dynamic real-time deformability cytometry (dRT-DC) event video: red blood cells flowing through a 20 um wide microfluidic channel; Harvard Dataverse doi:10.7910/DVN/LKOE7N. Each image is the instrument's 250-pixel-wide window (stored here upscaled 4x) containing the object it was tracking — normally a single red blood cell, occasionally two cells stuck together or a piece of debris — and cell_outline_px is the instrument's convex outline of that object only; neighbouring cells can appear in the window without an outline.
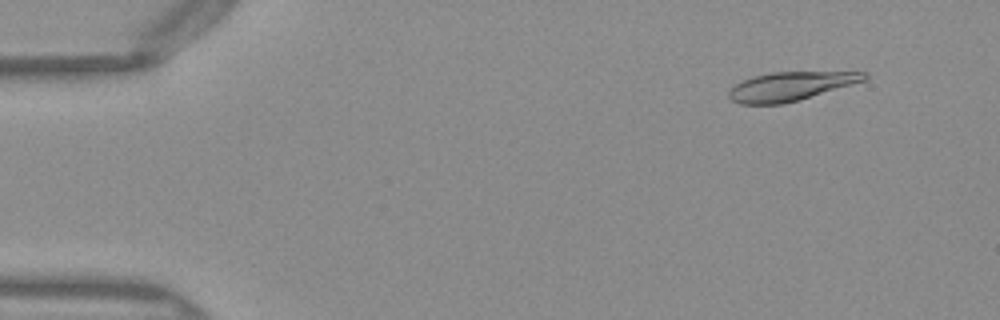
{"species": "Egyptian fruit bat (a non-hibernating species)", "species_latin": "Rousettus aegyptiacus", "temperature_condition": "warm", "stored_images_in_passage": 50, "camera_frame_rate_fps": 3000, "um_per_image_px": 0.085, "frame": {"image": 1, "passage_image": 5, "time_ms": 1.333, "image_size_px": [1000, 320], "cell_outline_px": [[868, 76], [864, 80], [852, 84], [800, 100], [784, 104], [740, 104], [732, 100], [728, 96], [728, 92], [736, 84], [752, 76], [772, 72], [868, 72]], "centroid_in_image_um": [67.17, 7.34], "position_along_channel_um": 17.8, "area_um2": 22.54}}
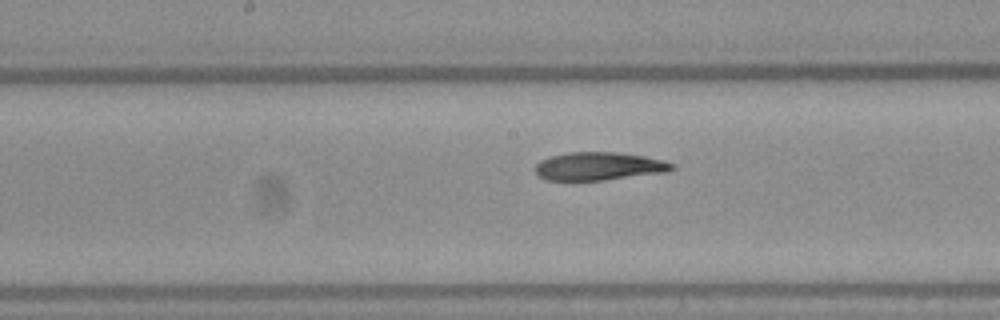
{"frame": {"image": 2, "passage_image": 26, "time_ms": 8.333, "image_size_px": [1000, 320], "cell_outline_px": [[676, 168], [668, 172], [604, 180], [544, 180], [532, 168], [540, 160], [548, 156], [568, 152], [616, 152], [644, 156], [664, 160], [676, 164]], "centroid_in_image_um": [50.91, 14.12], "position_along_channel_um": 197.3, "area_um2": 22.72}}
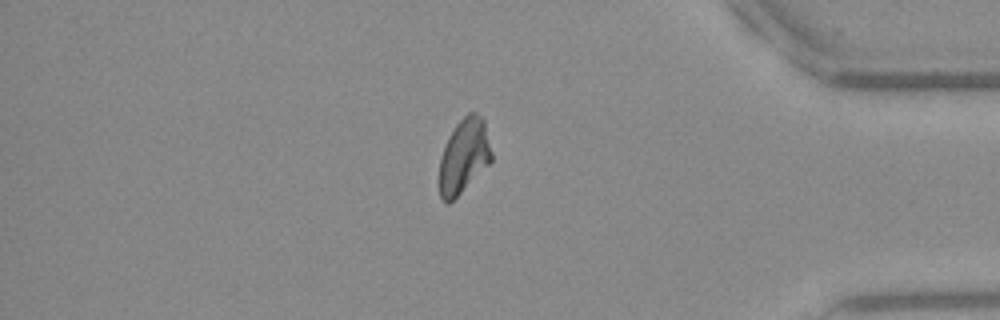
{"frame": {"image": 3, "passage_image": 43, "time_ms": 14.0, "image_size_px": [1000, 320], "cell_outline_px": [[492, 160], [448, 204], [444, 204], [440, 196], [440, 160], [444, 148], [456, 124], [468, 112], [476, 112], [484, 120], [492, 152]], "centroid_in_image_um": [39.44, 13.24], "position_along_channel_um": 395.8, "area_um2": 22.02}, "authors_computed_cell_mechanics": {"area_um2": 22.8021, "velocity_mm_per_s": 4.0306, "shape_relaxation_time_tau1_ms": null, "shape_relaxation_time_tau2_ms": 6.4907, "deformation_change_tau1": null, "deformation_change_tau2": 0.1233}}